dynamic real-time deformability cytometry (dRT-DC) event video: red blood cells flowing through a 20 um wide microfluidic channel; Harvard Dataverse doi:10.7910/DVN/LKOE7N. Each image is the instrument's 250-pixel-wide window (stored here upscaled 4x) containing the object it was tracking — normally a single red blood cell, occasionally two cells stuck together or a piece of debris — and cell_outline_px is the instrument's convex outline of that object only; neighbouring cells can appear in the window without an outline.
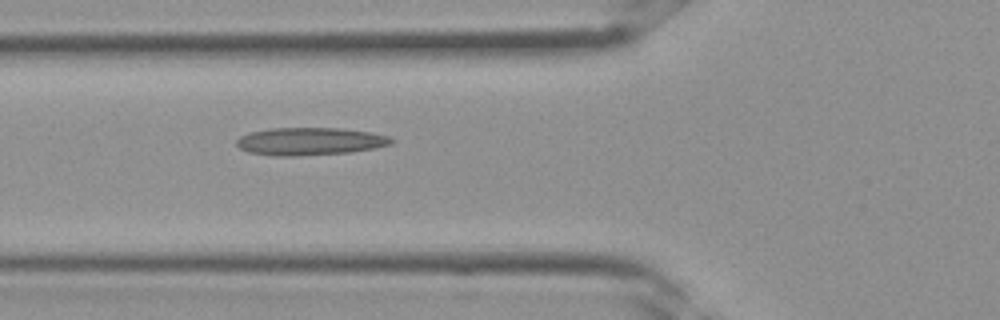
{"species": "Egyptian fruit bat (a non-hibernating species)", "species_latin": "Rousettus aegyptiacus", "temperature_condition": "room temperature", "stored_images_in_passage": 13, "camera_frame_rate_fps": 3000, "um_per_image_px": 0.085, "frame": {"image": 1, "passage_image": 13, "time_ms": 4.0, "image_size_px": [1000, 320], "cell_outline_px": [[396, 140], [392, 144], [372, 148], [348, 152], [296, 156], [272, 156], [248, 152], [240, 148], [236, 144], [236, 140], [240, 136], [248, 132], [272, 128], [340, 128], [372, 132], [388, 136]], "centroid_in_image_um": [26.32, 12.01], "position_along_channel_um": 99.5, "area_um2": 25.03}}